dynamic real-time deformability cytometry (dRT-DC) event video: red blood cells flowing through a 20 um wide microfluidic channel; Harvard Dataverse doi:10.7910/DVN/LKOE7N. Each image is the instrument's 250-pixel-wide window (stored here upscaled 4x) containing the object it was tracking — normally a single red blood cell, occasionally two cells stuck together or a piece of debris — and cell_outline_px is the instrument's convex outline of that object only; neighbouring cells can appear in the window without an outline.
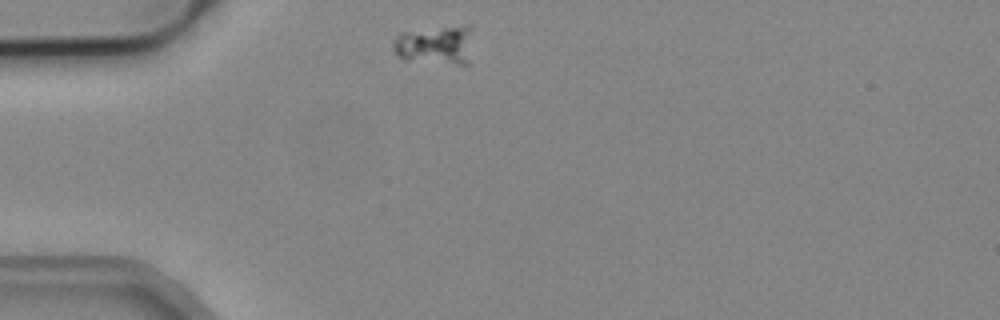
{"species": "common noctule bat (a hibernating species)", "species_latin": "Nyctalus noctula", "temperature_condition": "cold", "stored_images_in_passage": 5, "camera_frame_rate_fps": 3000, "um_per_image_px": 0.085, "animal": {"sex": "male", "body_mass_g": 19.2, "forearm_length_mm": 51.8}, "frame": {"image": 1, "passage_image": 1, "time_ms": 0.0, "image_size_px": [1000, 320], "cell_outline_px": [[472, 64], [456, 64], [404, 60], [392, 48], [392, 44], [396, 36], [400, 32], [464, 24], [472, 24]], "centroid_in_image_um": [37.11, 3.81], "position_along_channel_um": 47.9, "area_um2": 18.9}}
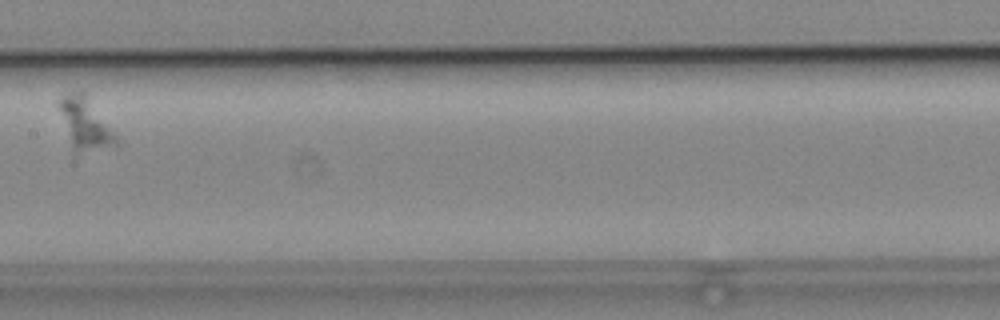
{"frame": {"image": 2, "passage_image": 5, "time_ms": 1.333, "image_size_px": [1000, 320], "cell_outline_px": [[120, 144], [76, 152], [72, 148], [60, 108], [60, 100], [68, 92], [80, 88], [84, 88], [120, 140]], "centroid_in_image_um": [7.29, 10.41], "position_along_channel_um": 200.1, "area_um2": 16.94}}